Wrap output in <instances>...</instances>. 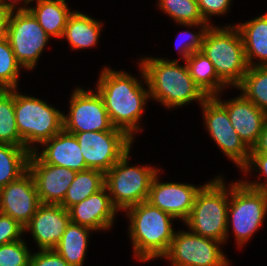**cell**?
I'll return each mask as SVG.
<instances>
[{
  "label": "cell",
  "mask_w": 267,
  "mask_h": 266,
  "mask_svg": "<svg viewBox=\"0 0 267 266\" xmlns=\"http://www.w3.org/2000/svg\"><path fill=\"white\" fill-rule=\"evenodd\" d=\"M141 74L144 77L150 97L167 108L177 107L199 100L200 105L208 96L190 76L187 64L181 66L179 60L162 58L141 59Z\"/></svg>",
  "instance_id": "obj_2"
},
{
  "label": "cell",
  "mask_w": 267,
  "mask_h": 266,
  "mask_svg": "<svg viewBox=\"0 0 267 266\" xmlns=\"http://www.w3.org/2000/svg\"><path fill=\"white\" fill-rule=\"evenodd\" d=\"M159 7L171 16L177 23L184 26H202L211 25L204 21L197 0H159Z\"/></svg>",
  "instance_id": "obj_30"
},
{
  "label": "cell",
  "mask_w": 267,
  "mask_h": 266,
  "mask_svg": "<svg viewBox=\"0 0 267 266\" xmlns=\"http://www.w3.org/2000/svg\"><path fill=\"white\" fill-rule=\"evenodd\" d=\"M0 143L22 146L15 119L14 89H0Z\"/></svg>",
  "instance_id": "obj_29"
},
{
  "label": "cell",
  "mask_w": 267,
  "mask_h": 266,
  "mask_svg": "<svg viewBox=\"0 0 267 266\" xmlns=\"http://www.w3.org/2000/svg\"><path fill=\"white\" fill-rule=\"evenodd\" d=\"M69 115L63 114V130L70 133L86 131H122L114 128L99 93L77 88L70 98Z\"/></svg>",
  "instance_id": "obj_12"
},
{
  "label": "cell",
  "mask_w": 267,
  "mask_h": 266,
  "mask_svg": "<svg viewBox=\"0 0 267 266\" xmlns=\"http://www.w3.org/2000/svg\"><path fill=\"white\" fill-rule=\"evenodd\" d=\"M11 10L0 5V40L7 38L8 23Z\"/></svg>",
  "instance_id": "obj_38"
},
{
  "label": "cell",
  "mask_w": 267,
  "mask_h": 266,
  "mask_svg": "<svg viewBox=\"0 0 267 266\" xmlns=\"http://www.w3.org/2000/svg\"><path fill=\"white\" fill-rule=\"evenodd\" d=\"M20 67L9 40H0V89H17Z\"/></svg>",
  "instance_id": "obj_31"
},
{
  "label": "cell",
  "mask_w": 267,
  "mask_h": 266,
  "mask_svg": "<svg viewBox=\"0 0 267 266\" xmlns=\"http://www.w3.org/2000/svg\"><path fill=\"white\" fill-rule=\"evenodd\" d=\"M102 24L84 13L73 11L69 16L62 37H66L73 49L95 46Z\"/></svg>",
  "instance_id": "obj_23"
},
{
  "label": "cell",
  "mask_w": 267,
  "mask_h": 266,
  "mask_svg": "<svg viewBox=\"0 0 267 266\" xmlns=\"http://www.w3.org/2000/svg\"><path fill=\"white\" fill-rule=\"evenodd\" d=\"M30 152L23 146L0 143V188L28 170Z\"/></svg>",
  "instance_id": "obj_27"
},
{
  "label": "cell",
  "mask_w": 267,
  "mask_h": 266,
  "mask_svg": "<svg viewBox=\"0 0 267 266\" xmlns=\"http://www.w3.org/2000/svg\"><path fill=\"white\" fill-rule=\"evenodd\" d=\"M14 109L22 146L29 152L37 149L32 144H42L63 130V113L43 100L17 93L16 89Z\"/></svg>",
  "instance_id": "obj_6"
},
{
  "label": "cell",
  "mask_w": 267,
  "mask_h": 266,
  "mask_svg": "<svg viewBox=\"0 0 267 266\" xmlns=\"http://www.w3.org/2000/svg\"><path fill=\"white\" fill-rule=\"evenodd\" d=\"M50 36L43 30L29 10L11 12L7 39L10 42L16 61L31 70L42 53Z\"/></svg>",
  "instance_id": "obj_10"
},
{
  "label": "cell",
  "mask_w": 267,
  "mask_h": 266,
  "mask_svg": "<svg viewBox=\"0 0 267 266\" xmlns=\"http://www.w3.org/2000/svg\"><path fill=\"white\" fill-rule=\"evenodd\" d=\"M200 51L212 62L218 77L226 85L237 87L241 83L249 65L237 25L225 28L210 26Z\"/></svg>",
  "instance_id": "obj_4"
},
{
  "label": "cell",
  "mask_w": 267,
  "mask_h": 266,
  "mask_svg": "<svg viewBox=\"0 0 267 266\" xmlns=\"http://www.w3.org/2000/svg\"><path fill=\"white\" fill-rule=\"evenodd\" d=\"M190 76L208 96L218 95L227 85L218 77L214 65L201 51H196L186 59Z\"/></svg>",
  "instance_id": "obj_25"
},
{
  "label": "cell",
  "mask_w": 267,
  "mask_h": 266,
  "mask_svg": "<svg viewBox=\"0 0 267 266\" xmlns=\"http://www.w3.org/2000/svg\"><path fill=\"white\" fill-rule=\"evenodd\" d=\"M141 82L126 72L105 67L97 83V92L102 97L111 124L132 140L133 132L139 130L138 122L150 98L149 91L143 88Z\"/></svg>",
  "instance_id": "obj_1"
},
{
  "label": "cell",
  "mask_w": 267,
  "mask_h": 266,
  "mask_svg": "<svg viewBox=\"0 0 267 266\" xmlns=\"http://www.w3.org/2000/svg\"><path fill=\"white\" fill-rule=\"evenodd\" d=\"M6 0H0V5L2 6V7H5V8H8L9 10H11V11H14V9L16 8V4L20 1H18V0H11L12 2H8V1H6ZM32 1H34V0H23V4H29L30 2H32ZM15 2V3H14ZM17 2V3H16Z\"/></svg>",
  "instance_id": "obj_40"
},
{
  "label": "cell",
  "mask_w": 267,
  "mask_h": 266,
  "mask_svg": "<svg viewBox=\"0 0 267 266\" xmlns=\"http://www.w3.org/2000/svg\"><path fill=\"white\" fill-rule=\"evenodd\" d=\"M213 97L227 110L234 130L243 142L252 149L259 140L267 120V114L243 94L224 102L220 100L218 95Z\"/></svg>",
  "instance_id": "obj_18"
},
{
  "label": "cell",
  "mask_w": 267,
  "mask_h": 266,
  "mask_svg": "<svg viewBox=\"0 0 267 266\" xmlns=\"http://www.w3.org/2000/svg\"><path fill=\"white\" fill-rule=\"evenodd\" d=\"M215 239L203 237L193 232H175L168 252L163 256L172 266H227L226 259Z\"/></svg>",
  "instance_id": "obj_11"
},
{
  "label": "cell",
  "mask_w": 267,
  "mask_h": 266,
  "mask_svg": "<svg viewBox=\"0 0 267 266\" xmlns=\"http://www.w3.org/2000/svg\"><path fill=\"white\" fill-rule=\"evenodd\" d=\"M236 88L267 114V66H250Z\"/></svg>",
  "instance_id": "obj_28"
},
{
  "label": "cell",
  "mask_w": 267,
  "mask_h": 266,
  "mask_svg": "<svg viewBox=\"0 0 267 266\" xmlns=\"http://www.w3.org/2000/svg\"><path fill=\"white\" fill-rule=\"evenodd\" d=\"M41 145H44L45 149L41 151L40 155L38 150L33 152L44 163L69 168L76 172L88 169L74 134L62 130Z\"/></svg>",
  "instance_id": "obj_20"
},
{
  "label": "cell",
  "mask_w": 267,
  "mask_h": 266,
  "mask_svg": "<svg viewBox=\"0 0 267 266\" xmlns=\"http://www.w3.org/2000/svg\"><path fill=\"white\" fill-rule=\"evenodd\" d=\"M89 231L92 229L79 224L69 223L54 250L69 266H82L87 251Z\"/></svg>",
  "instance_id": "obj_24"
},
{
  "label": "cell",
  "mask_w": 267,
  "mask_h": 266,
  "mask_svg": "<svg viewBox=\"0 0 267 266\" xmlns=\"http://www.w3.org/2000/svg\"><path fill=\"white\" fill-rule=\"evenodd\" d=\"M208 28L209 27H201L200 29L202 30H200L197 34L188 33V31H185V34L186 36L188 35L189 40L181 42L183 46L178 47V49L181 48L179 49V53L182 54V57L185 61L191 54L201 50L203 38ZM188 38H186V40Z\"/></svg>",
  "instance_id": "obj_37"
},
{
  "label": "cell",
  "mask_w": 267,
  "mask_h": 266,
  "mask_svg": "<svg viewBox=\"0 0 267 266\" xmlns=\"http://www.w3.org/2000/svg\"><path fill=\"white\" fill-rule=\"evenodd\" d=\"M250 153H267V120L257 144L251 149Z\"/></svg>",
  "instance_id": "obj_39"
},
{
  "label": "cell",
  "mask_w": 267,
  "mask_h": 266,
  "mask_svg": "<svg viewBox=\"0 0 267 266\" xmlns=\"http://www.w3.org/2000/svg\"><path fill=\"white\" fill-rule=\"evenodd\" d=\"M126 211L130 219L129 236L135 256L142 261L163 258L175 234L171 223L175 218L147 201L131 206Z\"/></svg>",
  "instance_id": "obj_3"
},
{
  "label": "cell",
  "mask_w": 267,
  "mask_h": 266,
  "mask_svg": "<svg viewBox=\"0 0 267 266\" xmlns=\"http://www.w3.org/2000/svg\"><path fill=\"white\" fill-rule=\"evenodd\" d=\"M222 180V177H218L201 186L185 223L194 234L224 243L228 238L229 189Z\"/></svg>",
  "instance_id": "obj_5"
},
{
  "label": "cell",
  "mask_w": 267,
  "mask_h": 266,
  "mask_svg": "<svg viewBox=\"0 0 267 266\" xmlns=\"http://www.w3.org/2000/svg\"><path fill=\"white\" fill-rule=\"evenodd\" d=\"M32 174L27 170L17 180L0 188V213L25 227L40 205Z\"/></svg>",
  "instance_id": "obj_14"
},
{
  "label": "cell",
  "mask_w": 267,
  "mask_h": 266,
  "mask_svg": "<svg viewBox=\"0 0 267 266\" xmlns=\"http://www.w3.org/2000/svg\"><path fill=\"white\" fill-rule=\"evenodd\" d=\"M200 13L205 22L208 23L212 15L226 13L230 7L231 0H197Z\"/></svg>",
  "instance_id": "obj_36"
},
{
  "label": "cell",
  "mask_w": 267,
  "mask_h": 266,
  "mask_svg": "<svg viewBox=\"0 0 267 266\" xmlns=\"http://www.w3.org/2000/svg\"><path fill=\"white\" fill-rule=\"evenodd\" d=\"M31 253L23 239L0 245V266H29Z\"/></svg>",
  "instance_id": "obj_32"
},
{
  "label": "cell",
  "mask_w": 267,
  "mask_h": 266,
  "mask_svg": "<svg viewBox=\"0 0 267 266\" xmlns=\"http://www.w3.org/2000/svg\"><path fill=\"white\" fill-rule=\"evenodd\" d=\"M247 63L250 66H267V13L238 26ZM259 58L256 64L253 58ZM255 63V64H254Z\"/></svg>",
  "instance_id": "obj_21"
},
{
  "label": "cell",
  "mask_w": 267,
  "mask_h": 266,
  "mask_svg": "<svg viewBox=\"0 0 267 266\" xmlns=\"http://www.w3.org/2000/svg\"><path fill=\"white\" fill-rule=\"evenodd\" d=\"M201 106L211 138L228 158L243 169L249 161L251 149L234 130L227 110L213 96L208 97Z\"/></svg>",
  "instance_id": "obj_13"
},
{
  "label": "cell",
  "mask_w": 267,
  "mask_h": 266,
  "mask_svg": "<svg viewBox=\"0 0 267 266\" xmlns=\"http://www.w3.org/2000/svg\"><path fill=\"white\" fill-rule=\"evenodd\" d=\"M28 170L34 178L42 204H61L77 173L69 168L44 163L34 152H30Z\"/></svg>",
  "instance_id": "obj_15"
},
{
  "label": "cell",
  "mask_w": 267,
  "mask_h": 266,
  "mask_svg": "<svg viewBox=\"0 0 267 266\" xmlns=\"http://www.w3.org/2000/svg\"><path fill=\"white\" fill-rule=\"evenodd\" d=\"M229 195L226 235L231 222L239 247L244 246L263 223L267 212V194L239 181L231 184Z\"/></svg>",
  "instance_id": "obj_8"
},
{
  "label": "cell",
  "mask_w": 267,
  "mask_h": 266,
  "mask_svg": "<svg viewBox=\"0 0 267 266\" xmlns=\"http://www.w3.org/2000/svg\"><path fill=\"white\" fill-rule=\"evenodd\" d=\"M251 166L258 168L259 171L266 176L267 180V153H250L249 161L242 169L244 173L249 172L250 168L252 170ZM243 182L247 186L267 194V182L265 184L259 182H247V180Z\"/></svg>",
  "instance_id": "obj_34"
},
{
  "label": "cell",
  "mask_w": 267,
  "mask_h": 266,
  "mask_svg": "<svg viewBox=\"0 0 267 266\" xmlns=\"http://www.w3.org/2000/svg\"><path fill=\"white\" fill-rule=\"evenodd\" d=\"M104 186V172L96 169H86L77 172L60 205L69 210L72 206L82 202L87 197L101 190Z\"/></svg>",
  "instance_id": "obj_26"
},
{
  "label": "cell",
  "mask_w": 267,
  "mask_h": 266,
  "mask_svg": "<svg viewBox=\"0 0 267 266\" xmlns=\"http://www.w3.org/2000/svg\"><path fill=\"white\" fill-rule=\"evenodd\" d=\"M71 222L70 214L60 204H40L24 230L31 234L40 250L54 249Z\"/></svg>",
  "instance_id": "obj_17"
},
{
  "label": "cell",
  "mask_w": 267,
  "mask_h": 266,
  "mask_svg": "<svg viewBox=\"0 0 267 266\" xmlns=\"http://www.w3.org/2000/svg\"><path fill=\"white\" fill-rule=\"evenodd\" d=\"M29 266H69V264L54 249H48L31 254Z\"/></svg>",
  "instance_id": "obj_35"
},
{
  "label": "cell",
  "mask_w": 267,
  "mask_h": 266,
  "mask_svg": "<svg viewBox=\"0 0 267 266\" xmlns=\"http://www.w3.org/2000/svg\"><path fill=\"white\" fill-rule=\"evenodd\" d=\"M108 189L101 190L72 206L68 211L74 224L86 226L92 230H107L113 225L118 210L113 206Z\"/></svg>",
  "instance_id": "obj_19"
},
{
  "label": "cell",
  "mask_w": 267,
  "mask_h": 266,
  "mask_svg": "<svg viewBox=\"0 0 267 266\" xmlns=\"http://www.w3.org/2000/svg\"><path fill=\"white\" fill-rule=\"evenodd\" d=\"M130 150L105 173V186L117 210L147 201L151 183L159 170L150 166H129Z\"/></svg>",
  "instance_id": "obj_7"
},
{
  "label": "cell",
  "mask_w": 267,
  "mask_h": 266,
  "mask_svg": "<svg viewBox=\"0 0 267 266\" xmlns=\"http://www.w3.org/2000/svg\"><path fill=\"white\" fill-rule=\"evenodd\" d=\"M36 7H19L29 10L43 30L53 37L62 38L69 16L72 14L65 0H35Z\"/></svg>",
  "instance_id": "obj_22"
},
{
  "label": "cell",
  "mask_w": 267,
  "mask_h": 266,
  "mask_svg": "<svg viewBox=\"0 0 267 266\" xmlns=\"http://www.w3.org/2000/svg\"><path fill=\"white\" fill-rule=\"evenodd\" d=\"M88 169L109 171L131 148L133 140L124 131L74 133Z\"/></svg>",
  "instance_id": "obj_9"
},
{
  "label": "cell",
  "mask_w": 267,
  "mask_h": 266,
  "mask_svg": "<svg viewBox=\"0 0 267 266\" xmlns=\"http://www.w3.org/2000/svg\"><path fill=\"white\" fill-rule=\"evenodd\" d=\"M24 227L12 217L0 213V245L21 240Z\"/></svg>",
  "instance_id": "obj_33"
},
{
  "label": "cell",
  "mask_w": 267,
  "mask_h": 266,
  "mask_svg": "<svg viewBox=\"0 0 267 266\" xmlns=\"http://www.w3.org/2000/svg\"><path fill=\"white\" fill-rule=\"evenodd\" d=\"M158 173L153 178L147 202L184 222L188 219L201 187L190 184L158 182Z\"/></svg>",
  "instance_id": "obj_16"
}]
</instances>
